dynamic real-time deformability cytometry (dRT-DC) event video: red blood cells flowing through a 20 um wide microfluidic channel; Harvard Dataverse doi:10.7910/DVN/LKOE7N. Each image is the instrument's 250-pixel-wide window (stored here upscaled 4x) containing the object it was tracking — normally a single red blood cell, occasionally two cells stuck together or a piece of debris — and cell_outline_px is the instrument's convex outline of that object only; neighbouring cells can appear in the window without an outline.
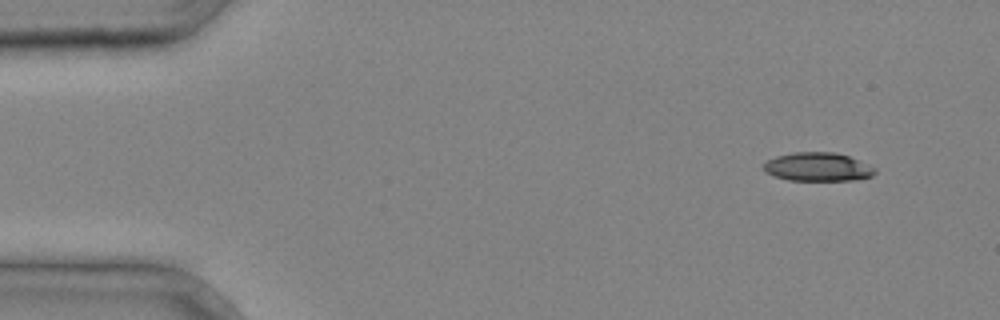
{"species": "common noctule bat (a hibernating species)", "species_latin": "Nyctalus noctula", "temperature_condition": "cold", "stored_images_in_passage": 3, "camera_frame_rate_fps": 3000, "um_per_image_px": 0.085, "animal": {"sex": "male", "body_mass_g": 20.4}, "frame": {"image": 1, "passage_image": 1, "time_ms": 0.0, "image_size_px": [1000, 320], "cell_outline_px": [[876, 172], [872, 176], [856, 180], [788, 180], [772, 176], [764, 168], [764, 164], [768, 160], [776, 156], [792, 152], [836, 152], [848, 156], [868, 164], [876, 168]], "centroid_in_image_um": [69.53, 14.18], "position_along_channel_um": 15.5, "area_um2": 18.55}}
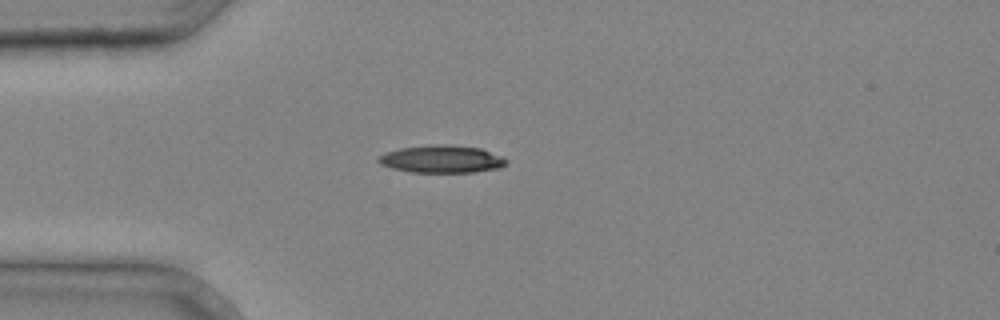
{"frame": {"image": 2, "passage_image": 3, "time_ms": 0.667, "image_size_px": [1000, 320], "cell_outline_px": [[508, 160], [500, 168], [472, 172], [412, 172], [392, 168], [380, 164], [376, 160], [384, 152], [400, 148], [436, 144], [448, 144], [480, 148], [500, 156]], "centroid_in_image_um": [37.51, 13.52], "position_along_channel_um": 47.5, "area_um2": 20.4}}